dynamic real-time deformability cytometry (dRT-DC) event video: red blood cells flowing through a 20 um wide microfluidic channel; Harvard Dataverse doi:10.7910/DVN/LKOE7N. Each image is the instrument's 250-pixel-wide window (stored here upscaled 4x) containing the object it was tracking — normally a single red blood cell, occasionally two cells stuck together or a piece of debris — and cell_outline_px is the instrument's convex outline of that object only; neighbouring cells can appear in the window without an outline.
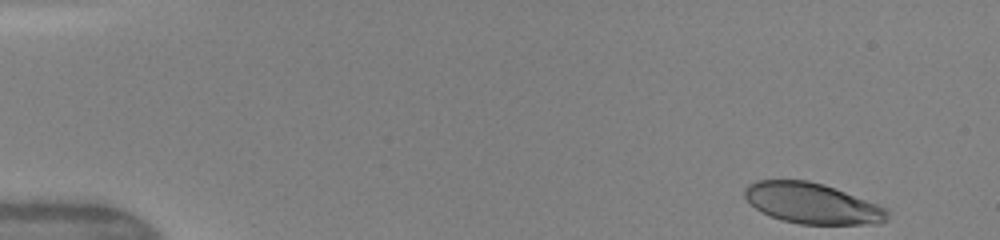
{"species": "human", "species_latin": "Homo sapiens", "temperature_condition": "warm", "stored_images_in_passage": 41, "camera_frame_rate_fps": 3000, "um_per_image_px": 0.085, "donor": {"sex": "female"}, "frame": {"image": 1, "passage_image": 1, "time_ms": 0.0, "image_size_px": [1000, 240], "cell_outline_px": [[888, 220], [880, 224], [800, 224], [780, 220], [756, 208], [744, 196], [744, 188], [748, 184], [756, 180], [808, 180], [824, 184], [888, 208]], "centroid_in_image_um": [69.06, 17.28], "position_along_channel_um": 15.9, "area_um2": 33.81}}
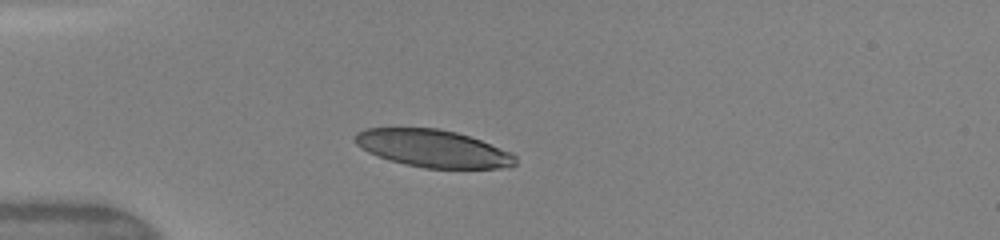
{"frame": {"image": 2, "passage_image": 11, "time_ms": 3.333, "image_size_px": [1000, 240], "cell_outline_px": [[516, 164], [500, 168], [424, 168], [404, 164], [368, 152], [360, 148], [356, 144], [356, 132], [364, 128], [440, 128], [456, 132], [480, 140], [512, 152], [516, 156]], "centroid_in_image_um": [36.81, 12.61], "position_along_channel_um": 48.2, "area_um2": 34.8}}
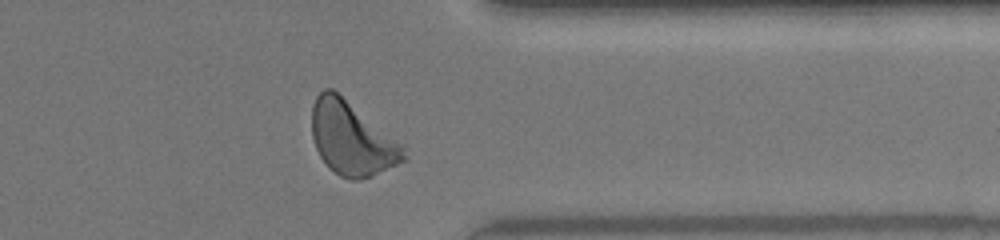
{"frame": {"image": 3, "passage_image": 37, "time_ms": 12.0, "image_size_px": [1000, 240], "cell_outline_px": [[408, 160], [372, 176], [360, 180], [352, 180], [340, 176], [328, 168], [320, 156], [316, 148], [312, 136], [312, 104], [316, 96], [324, 88], [332, 88], [404, 144], [408, 156]], "centroid_in_image_um": [29.93, 11.79], "position_along_channel_um": 381.5, "area_um2": 39.77}, "authors_computed_cell_mechanics": {"area_um2": 37.4544, "velocity_mm_per_s": 4.1376, "shape_relaxation_time_tau1_ms": 2.5391, "shape_relaxation_time_tau2_ms": 0.8572, "deformation_change_tau1": 0.1473, "deformation_change_tau2": 0.0621}}